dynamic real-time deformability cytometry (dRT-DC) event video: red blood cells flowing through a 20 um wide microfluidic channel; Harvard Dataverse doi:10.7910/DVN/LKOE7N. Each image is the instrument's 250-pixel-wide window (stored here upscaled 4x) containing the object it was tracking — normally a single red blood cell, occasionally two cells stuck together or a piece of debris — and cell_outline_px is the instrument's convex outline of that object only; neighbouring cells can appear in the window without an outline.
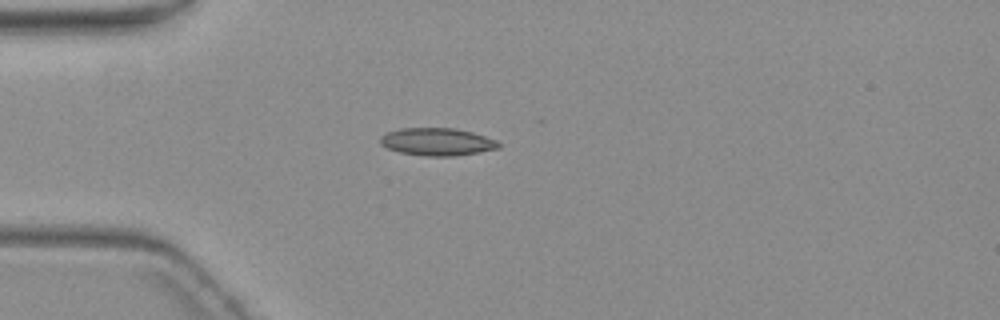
{"species": "common noctule bat (a hibernating species)", "species_latin": "Nyctalus noctula", "temperature_condition": "warm", "stored_images_in_passage": 1, "camera_frame_rate_fps": 3000, "um_per_image_px": 0.085, "animal": {"sex": "female", "body_mass_g": 19.3, "forearm_length_mm": 54.1}, "frame": {"image": 1, "passage_image": 1, "time_ms": 0.0, "image_size_px": [1000, 320], "cell_outline_px": [[500, 148], [480, 152], [452, 156], [424, 156], [400, 152], [388, 148], [380, 144], [380, 136], [388, 132], [400, 128], [456, 128], [472, 132], [496, 140], [500, 144]], "centroid_in_image_um": [37.16, 12.05], "position_along_channel_um": 47.8, "area_um2": 19.02}}